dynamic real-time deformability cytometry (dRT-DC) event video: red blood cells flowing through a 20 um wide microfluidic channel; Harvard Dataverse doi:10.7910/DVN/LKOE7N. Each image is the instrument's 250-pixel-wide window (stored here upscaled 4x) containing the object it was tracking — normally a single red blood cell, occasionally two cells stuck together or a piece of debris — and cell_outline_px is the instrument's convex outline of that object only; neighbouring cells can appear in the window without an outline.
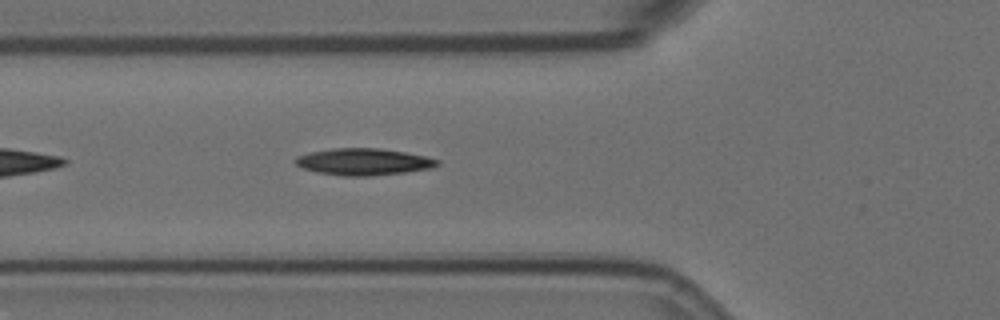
{"species": "Egyptian fruit bat (a non-hibernating species)", "species_latin": "Rousettus aegyptiacus", "temperature_condition": "room temperature", "stored_images_in_passage": 14, "camera_frame_rate_fps": 3000, "um_per_image_px": 0.085, "animal": {"sex": "female"}, "frame": {"image": 1, "passage_image": 5, "time_ms": 1.333, "image_size_px": [1000, 320], "cell_outline_px": [[440, 164], [432, 168], [404, 172], [372, 176], [344, 176], [316, 172], [304, 168], [296, 164], [292, 160], [296, 156], [312, 152], [332, 148], [380, 148], [404, 152], [424, 156], [440, 160]], "centroid_in_image_um": [30.89, 13.75], "position_along_channel_um": 94.9, "area_um2": 22.14}}
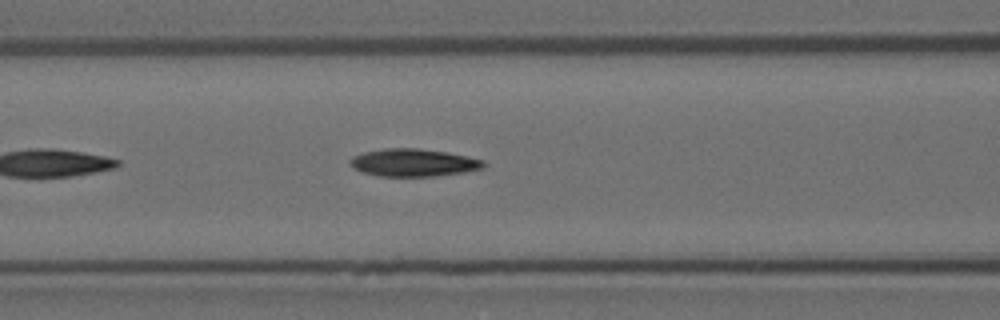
{"frame": {"image": 2, "passage_image": 8, "time_ms": 2.333, "image_size_px": [1000, 320], "cell_outline_px": [[484, 168], [464, 172], [432, 176], [380, 176], [364, 172], [352, 168], [348, 164], [348, 160], [352, 156], [364, 152], [384, 148], [416, 148], [444, 152], [468, 156], [484, 160]], "centroid_in_image_um": [35.1, 13.82], "position_along_channel_um": 131.5, "area_um2": 21.44}}